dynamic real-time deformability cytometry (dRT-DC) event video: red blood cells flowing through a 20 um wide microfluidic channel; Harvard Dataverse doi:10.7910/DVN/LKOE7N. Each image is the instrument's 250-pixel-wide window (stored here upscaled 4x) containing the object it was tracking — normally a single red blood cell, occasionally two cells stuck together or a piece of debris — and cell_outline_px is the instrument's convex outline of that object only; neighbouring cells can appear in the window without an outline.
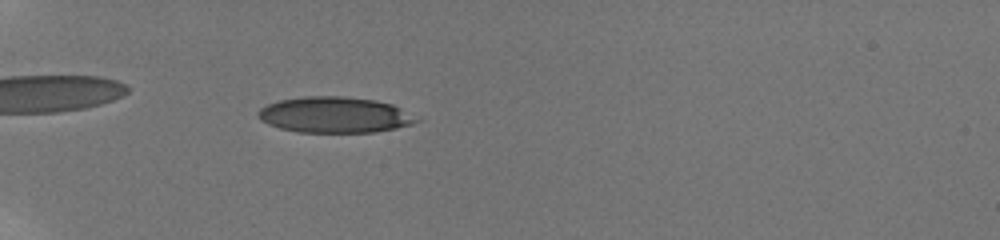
{"species": "human", "species_latin": "Homo sapiens", "temperature_condition": "room temperature", "stored_images_in_passage": 50, "camera_frame_rate_fps": 3000, "um_per_image_px": 0.085, "donor": {"sex": "male"}, "frame": {"image": 1, "passage_image": 16, "time_ms": 7.0, "image_size_px": [1000, 240], "cell_outline_px": [[420, 120], [412, 124], [396, 128], [372, 132], [296, 132], [280, 128], [268, 124], [260, 120], [256, 116], [256, 112], [260, 108], [268, 104], [280, 100], [304, 96], [344, 96], [376, 100], [392, 104], [400, 108]], "centroid_in_image_um": [28.4, 9.76], "position_along_channel_um": 56.6, "area_um2": 33.12}}
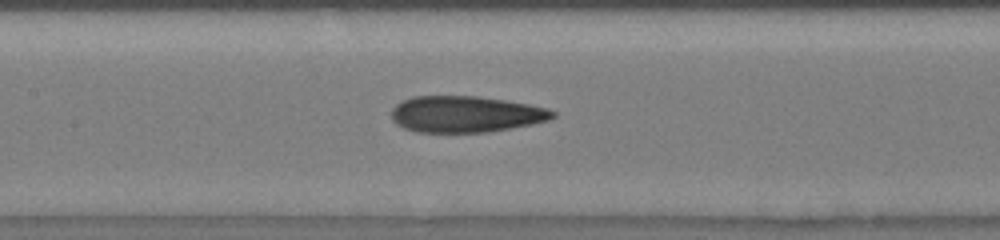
{"frame": {"image": 2, "passage_image": 25, "time_ms": 10.667, "image_size_px": [1000, 240], "cell_outline_px": [[556, 116], [548, 120], [532, 124], [512, 128], [488, 132], [416, 132], [404, 128], [396, 124], [392, 120], [392, 108], [396, 104], [412, 96], [476, 96], [504, 100], [528, 104], [548, 108], [556, 112]], "centroid_in_image_um": [39.58, 9.71], "position_along_channel_um": 167.8, "area_um2": 34.22}}
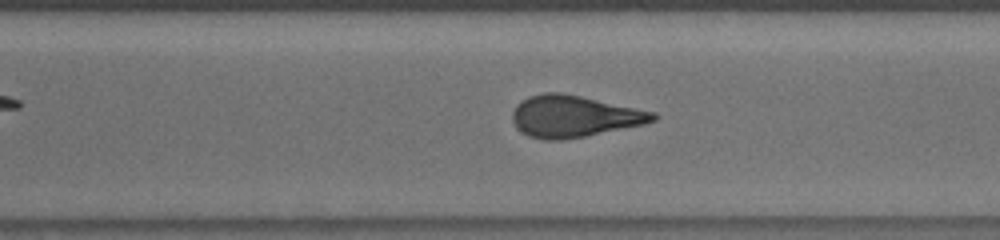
{"frame": {"image": 3, "passage_image": 39, "time_ms": 14.667, "image_size_px": [1000, 240], "cell_outline_px": [[660, 116], [656, 120], [644, 124], [584, 136], [560, 140], [544, 140], [528, 136], [516, 128], [512, 120], [512, 112], [516, 104], [520, 100], [528, 96], [544, 92], [560, 92], [580, 96], [656, 112]], "centroid_in_image_um": [48.76, 9.88], "position_along_channel_um": 321.8, "area_um2": 34.22}, "authors_computed_cell_mechanics": {"area_um2": 34.0442, "velocity_mm_per_s": 3.8618, "shape_relaxation_time_tau1_ms": null, "shape_relaxation_time_tau2_ms": 2.0197, "deformation_change_tau1": null, "deformation_change_tau2": 0.0962}}